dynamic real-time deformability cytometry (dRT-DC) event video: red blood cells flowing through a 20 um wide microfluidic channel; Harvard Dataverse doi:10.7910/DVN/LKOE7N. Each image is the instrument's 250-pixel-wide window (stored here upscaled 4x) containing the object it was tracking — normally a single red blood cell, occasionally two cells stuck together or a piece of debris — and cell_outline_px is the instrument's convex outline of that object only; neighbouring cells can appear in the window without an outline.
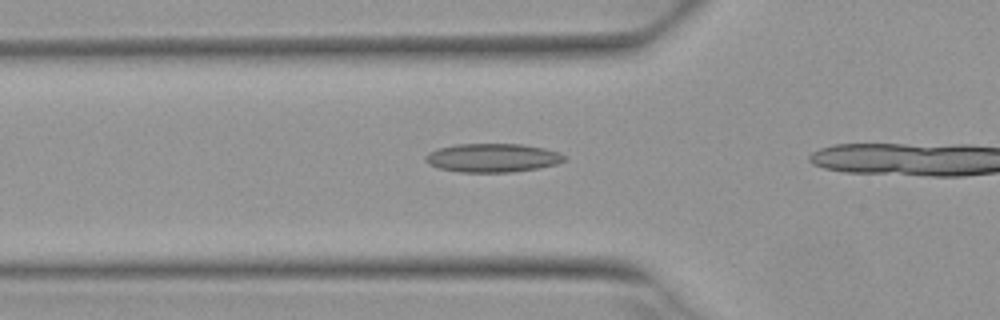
{"species": "Egyptian fruit bat (a non-hibernating species)", "species_latin": "Rousettus aegyptiacus", "temperature_condition": "warm", "stored_images_in_passage": 5, "camera_frame_rate_fps": 3000, "um_per_image_px": 0.085, "animal": {"sex": "female"}, "frame": {"image": 1, "passage_image": 4, "time_ms": 1.0, "image_size_px": [1000, 320], "cell_outline_px": [[568, 156], [564, 160], [556, 164], [540, 168], [512, 172], [460, 172], [440, 168], [428, 164], [424, 160], [424, 156], [428, 152], [436, 148], [456, 144], [520, 144], [544, 148], [560, 152]], "centroid_in_image_um": [41.86, 13.41], "position_along_channel_um": 83.9, "area_um2": 23.41}}